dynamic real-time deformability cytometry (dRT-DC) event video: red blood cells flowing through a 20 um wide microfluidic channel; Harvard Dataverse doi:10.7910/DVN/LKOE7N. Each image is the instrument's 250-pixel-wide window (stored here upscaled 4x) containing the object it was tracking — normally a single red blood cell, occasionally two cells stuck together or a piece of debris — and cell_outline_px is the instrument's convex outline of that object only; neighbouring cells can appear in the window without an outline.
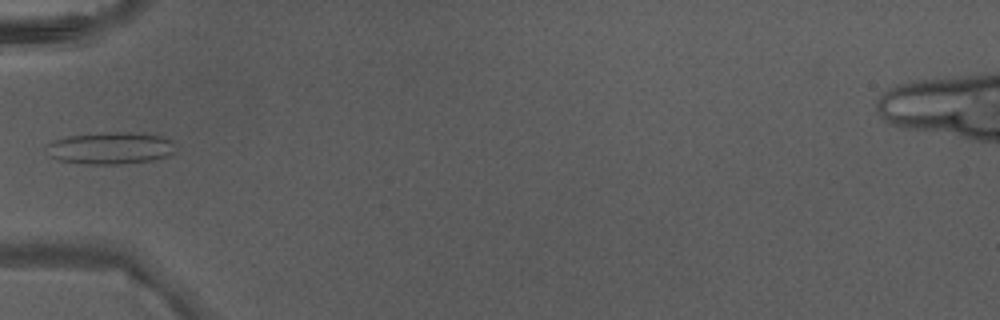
{"species": "Egyptian fruit bat (a non-hibernating species)", "species_latin": "Rousettus aegyptiacus", "temperature_condition": "warm", "stored_images_in_passage": 5, "camera_frame_rate_fps": 3000, "um_per_image_px": 0.085, "animal": {"sex": "male"}, "frame": {"image": 1, "passage_image": 5, "time_ms": 1.333, "image_size_px": [1000, 320], "cell_outline_px": [[176, 152], [168, 156], [148, 160], [120, 164], [88, 164], [60, 160], [48, 156], [44, 148], [44, 144], [52, 140], [68, 136], [108, 132], [128, 132], [160, 136], [172, 140]], "centroid_in_image_um": [9.32, 12.58], "position_along_channel_um": 75.7, "area_um2": 24.16}}